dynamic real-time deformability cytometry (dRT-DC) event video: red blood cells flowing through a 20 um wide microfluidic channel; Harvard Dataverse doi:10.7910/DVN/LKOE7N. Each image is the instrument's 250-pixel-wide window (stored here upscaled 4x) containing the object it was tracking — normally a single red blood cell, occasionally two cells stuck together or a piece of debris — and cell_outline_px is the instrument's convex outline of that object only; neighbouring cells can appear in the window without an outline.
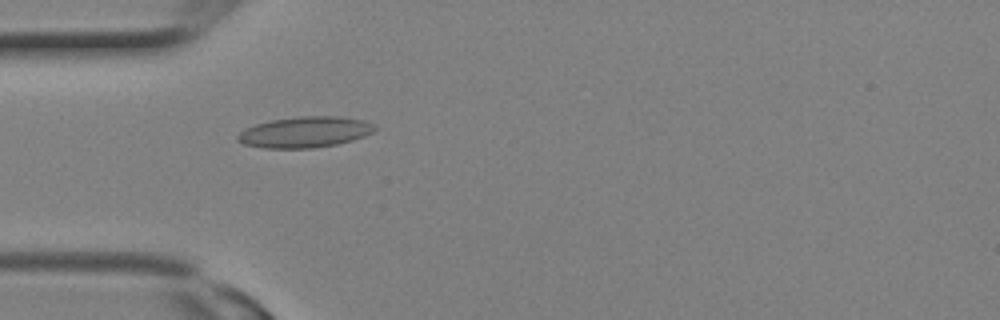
{"species": "Egyptian fruit bat (a non-hibernating species)", "species_latin": "Rousettus aegyptiacus", "temperature_condition": "room temperature", "stored_images_in_passage": 8, "camera_frame_rate_fps": 3000, "um_per_image_px": 0.085, "animal": {"sex": "female"}, "frame": {"image": 1, "passage_image": 8, "time_ms": 2.333, "image_size_px": [1000, 320], "cell_outline_px": [[376, 128], [372, 132], [364, 136], [352, 140], [336, 144], [312, 148], [264, 148], [244, 144], [236, 140], [236, 136], [244, 128], [256, 124], [272, 120], [300, 116], [336, 116], [364, 120], [372, 124]], "centroid_in_image_um": [25.88, 11.23], "position_along_channel_um": 59.1, "area_um2": 24.57}}